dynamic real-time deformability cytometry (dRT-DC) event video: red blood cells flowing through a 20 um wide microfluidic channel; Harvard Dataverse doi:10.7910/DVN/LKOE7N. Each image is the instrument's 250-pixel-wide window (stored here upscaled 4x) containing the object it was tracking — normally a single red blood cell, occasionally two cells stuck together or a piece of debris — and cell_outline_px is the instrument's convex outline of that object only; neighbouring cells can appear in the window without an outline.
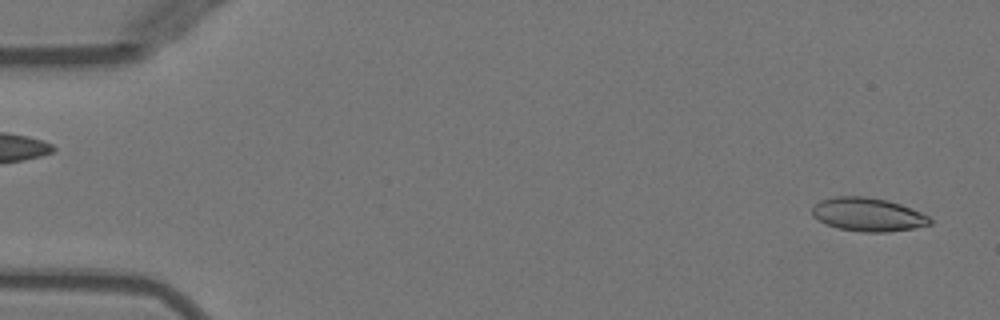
{"species": "Egyptian fruit bat (a non-hibernating species)", "species_latin": "Rousettus aegyptiacus", "temperature_condition": "warm", "stored_images_in_passage": 50, "camera_frame_rate_fps": 3000, "um_per_image_px": 0.085, "animal": {"sex": "female"}, "frame": {"image": 1, "passage_image": 2, "time_ms": 0.333, "image_size_px": [1000, 320], "cell_outline_px": [[932, 224], [912, 228], [884, 232], [860, 232], [840, 228], [828, 224], [812, 216], [812, 208], [820, 200], [836, 196], [864, 196], [888, 200], [900, 204], [920, 212], [928, 216], [932, 220]], "centroid_in_image_um": [73.77, 18.22], "position_along_channel_um": 11.2, "area_um2": 22.77}}
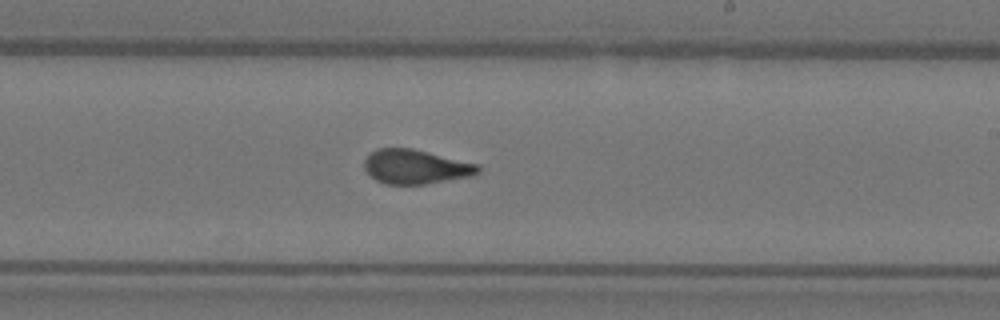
{"frame": {"image": 2, "passage_image": 30, "time_ms": 9.667, "image_size_px": [1000, 320], "cell_outline_px": [[480, 172], [472, 176], [424, 184], [384, 184], [376, 180], [364, 168], [364, 160], [376, 148], [412, 148], [480, 164]], "centroid_in_image_um": [35.35, 14.17], "position_along_channel_um": 253.6, "area_um2": 22.77}}
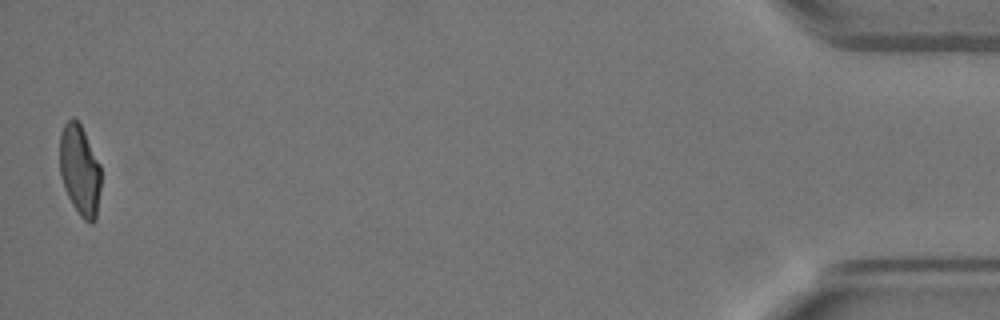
{"frame": {"image": 3, "passage_image": 50, "time_ms": 16.333, "image_size_px": [1000, 320], "cell_outline_px": [[100, 188], [96, 220], [92, 224], [88, 224], [80, 216], [72, 204], [64, 188], [60, 176], [60, 132], [64, 124], [72, 116], [80, 124], [100, 164]], "centroid_in_image_um": [6.77, 14.5], "position_along_channel_um": 428.4, "area_um2": 21.85}, "authors_computed_cell_mechanics": {"area_um2": 22.9177, "velocity_mm_per_s": 3.9912, "shape_relaxation_time_tau1_ms": null, "shape_relaxation_time_tau2_ms": 0.8882, "deformation_change_tau1": null, "deformation_change_tau2": 0.0698}}